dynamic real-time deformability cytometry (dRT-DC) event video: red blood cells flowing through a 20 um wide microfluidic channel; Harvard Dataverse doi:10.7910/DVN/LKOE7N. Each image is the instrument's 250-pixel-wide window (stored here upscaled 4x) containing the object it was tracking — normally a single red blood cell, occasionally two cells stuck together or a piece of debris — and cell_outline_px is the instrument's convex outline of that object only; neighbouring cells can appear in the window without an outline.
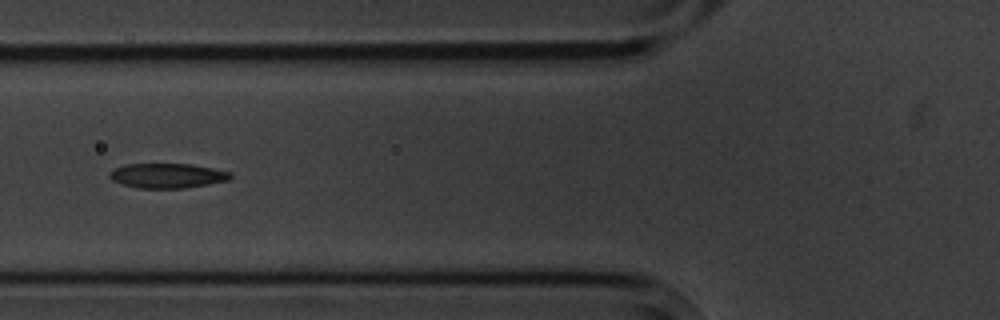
{"species": "common noctule bat (a hibernating species)", "species_latin": "Nyctalus noctula", "temperature_condition": "cold", "stored_images_in_passage": 7, "camera_frame_rate_fps": 3000, "um_per_image_px": 0.085, "animal": {"sex": "male", "body_mass_g": 20.1, "forearm_length_mm": 53.5}, "frame": {"image": 1, "passage_image": 3, "time_ms": 2.333, "image_size_px": [1000, 320], "cell_outline_px": [[232, 176], [228, 180], [208, 184], [184, 188], [136, 188], [120, 184], [112, 180], [108, 176], [112, 168], [124, 164], [192, 164], [232, 172]], "centroid_in_image_um": [14.18, 14.93], "position_along_channel_um": 111.6, "area_um2": 17.57}}
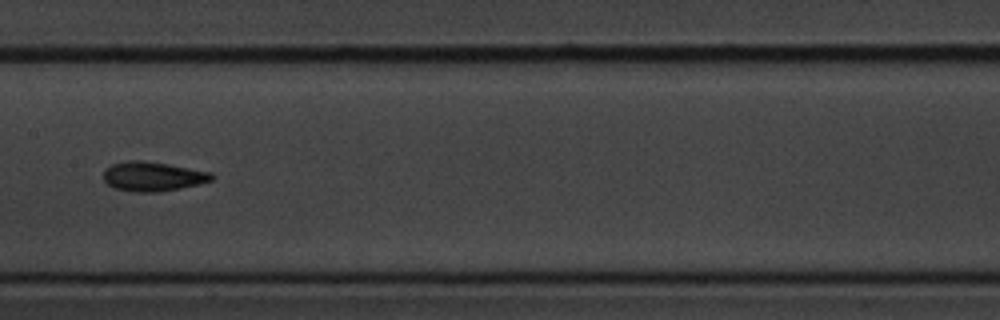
{"frame": {"image": 2, "passage_image": 5, "time_ms": 4.667, "image_size_px": [1000, 320], "cell_outline_px": [[216, 176], [212, 180], [180, 188], [156, 192], [132, 192], [112, 188], [104, 180], [104, 168], [112, 164], [128, 160], [144, 160], [168, 164], [212, 172]], "centroid_in_image_um": [12.96, 14.99], "position_along_channel_um": 194.4, "area_um2": 18.67}}
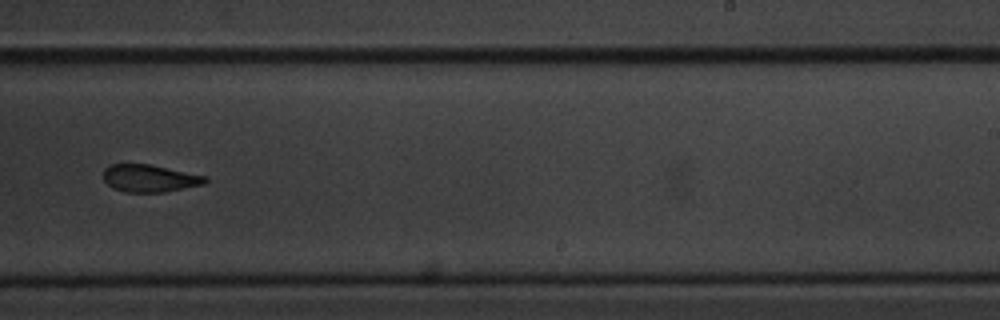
{"frame": {"image": 3, "passage_image": 7, "time_ms": 7.0, "image_size_px": [1000, 320], "cell_outline_px": [[208, 180], [204, 184], [164, 192], [124, 192], [112, 188], [104, 180], [104, 168], [108, 164], [148, 164], [204, 176]], "centroid_in_image_um": [12.66, 15.16], "position_along_channel_um": 276.3, "area_um2": 16.07}}